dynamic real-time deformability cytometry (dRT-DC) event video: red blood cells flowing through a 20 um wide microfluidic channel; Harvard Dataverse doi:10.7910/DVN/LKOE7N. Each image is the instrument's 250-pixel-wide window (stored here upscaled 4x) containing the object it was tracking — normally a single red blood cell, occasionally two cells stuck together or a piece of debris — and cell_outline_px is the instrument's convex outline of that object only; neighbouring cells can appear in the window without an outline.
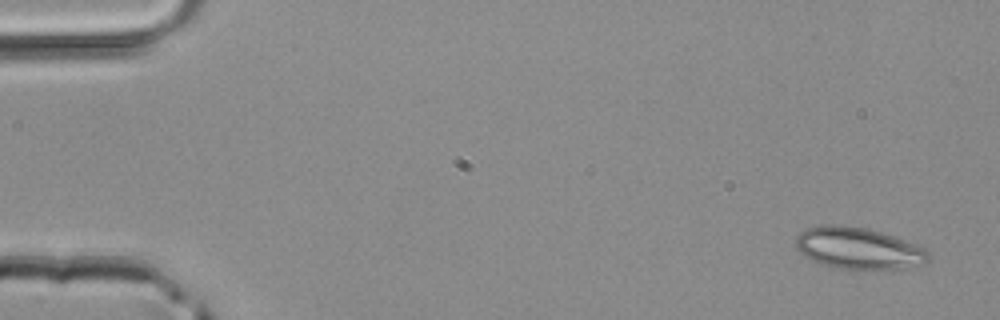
{"species": "common noctule bat (a hibernating species)", "species_latin": "Nyctalus noctula", "temperature_condition": "room temperature", "stored_images_in_passage": 4, "camera_frame_rate_fps": 3000, "um_per_image_px": 0.085, "animal": {"sex": "male", "body_mass_g": 20.4}, "frame": {"image": 1, "passage_image": 1, "time_ms": 0.0, "image_size_px": [1000, 320], "cell_outline_px": [[928, 260], [924, 264], [900, 268], [836, 268], [820, 264], [804, 256], [796, 248], [796, 236], [800, 232], [808, 228], [820, 224], [840, 224], [864, 228], [880, 232], [904, 240], [924, 248], [928, 252]], "centroid_in_image_um": [72.9, 21.08], "position_along_channel_um": 12.1, "area_um2": 31.79}}